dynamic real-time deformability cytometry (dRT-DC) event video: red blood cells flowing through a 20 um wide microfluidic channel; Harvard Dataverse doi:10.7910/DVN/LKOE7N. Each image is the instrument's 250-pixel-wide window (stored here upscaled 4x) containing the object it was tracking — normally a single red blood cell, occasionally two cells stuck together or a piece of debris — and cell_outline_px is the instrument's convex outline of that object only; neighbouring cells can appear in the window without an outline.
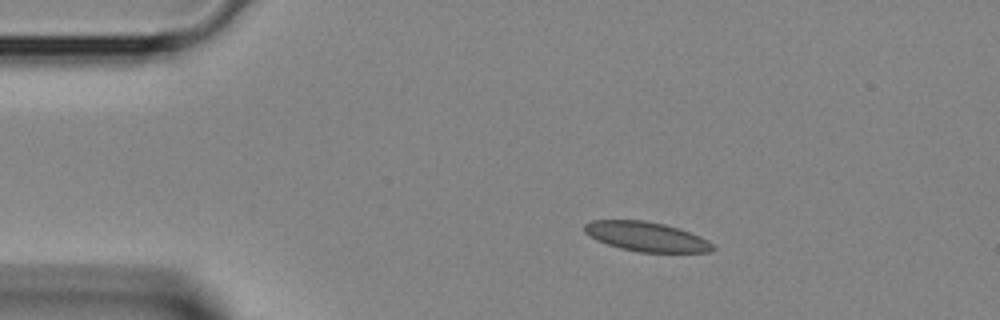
{"species": "Egyptian fruit bat (a non-hibernating species)", "species_latin": "Rousettus aegyptiacus", "temperature_condition": "room temperature", "stored_images_in_passage": 2, "camera_frame_rate_fps": 3000, "um_per_image_px": 0.085, "animal": {"sex": "female"}, "frame": {"image": 1, "passage_image": 1, "time_ms": 0.0, "image_size_px": [1000, 320], "cell_outline_px": [[716, 248], [712, 252], [640, 252], [620, 248], [596, 240], [584, 232], [584, 224], [592, 220], [644, 220], [664, 224], [680, 228], [700, 236], [708, 240]], "centroid_in_image_um": [54.96, 20.11], "position_along_channel_um": 30.0, "area_um2": 22.14}}